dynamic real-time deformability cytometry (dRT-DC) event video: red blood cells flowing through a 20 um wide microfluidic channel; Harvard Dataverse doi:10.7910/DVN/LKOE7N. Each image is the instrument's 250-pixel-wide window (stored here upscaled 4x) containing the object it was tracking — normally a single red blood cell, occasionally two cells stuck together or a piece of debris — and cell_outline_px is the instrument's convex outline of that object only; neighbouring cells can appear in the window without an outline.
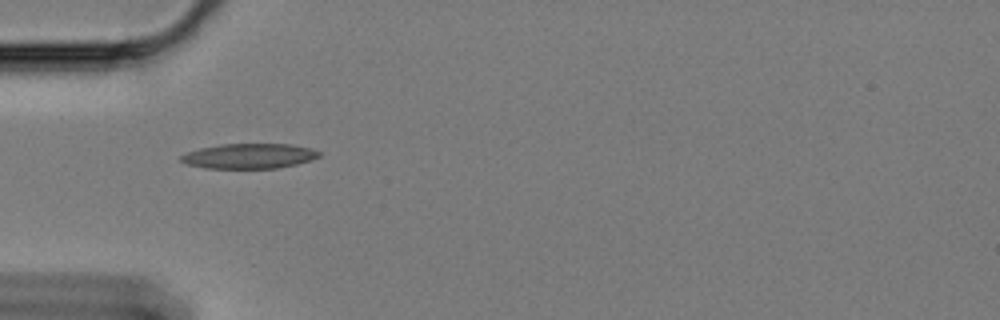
{"species": "Egyptian fruit bat (a non-hibernating species)", "species_latin": "Rousettus aegyptiacus", "temperature_condition": "cold", "stored_images_in_passage": 11, "camera_frame_rate_fps": 3000, "um_per_image_px": 0.085, "animal": {"sex": "female"}, "frame": {"image": 1, "passage_image": 1, "time_ms": 0.0, "image_size_px": [1000, 320], "cell_outline_px": [[320, 156], [312, 160], [296, 164], [276, 168], [204, 168], [188, 164], [180, 160], [180, 156], [188, 152], [200, 148], [220, 144], [292, 144], [312, 148], [320, 152]], "centroid_in_image_um": [21.21, 13.26], "position_along_channel_um": 63.8, "area_um2": 20.11}}
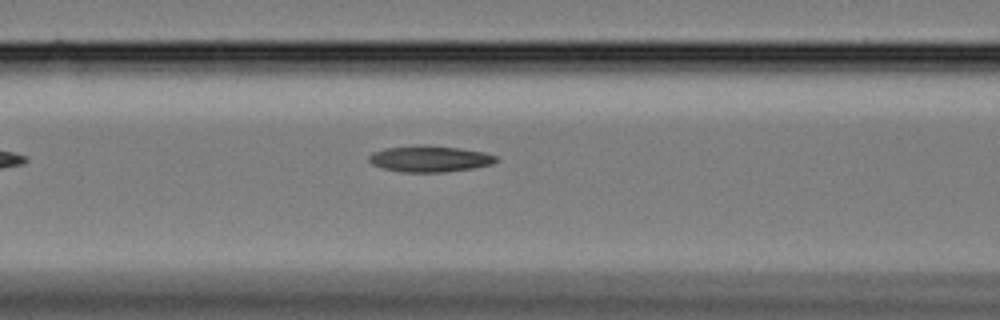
{"frame": {"image": 2, "passage_image": 7, "time_ms": 2.0, "image_size_px": [1000, 320], "cell_outline_px": [[500, 160], [492, 164], [472, 168], [444, 172], [404, 172], [384, 168], [372, 164], [368, 160], [368, 156], [372, 152], [384, 148], [420, 144], [424, 144], [460, 148], [484, 152], [496, 156]], "centroid_in_image_um": [36.52, 13.48], "position_along_channel_um": 130.1, "area_um2": 19.59}}
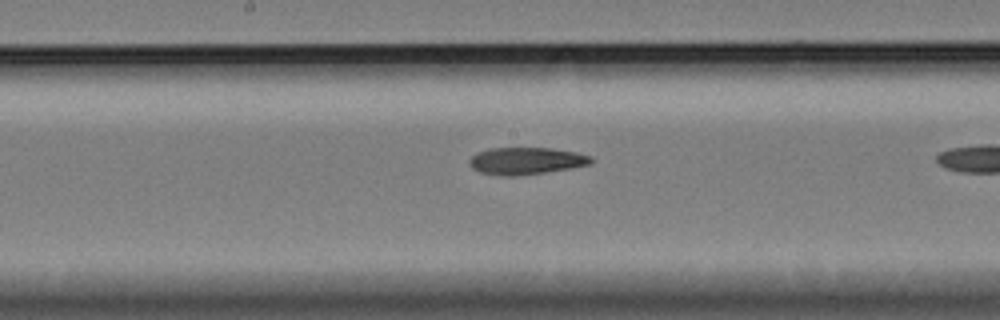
{"frame": {"image": 3, "passage_image": 10, "time_ms": 3.0, "image_size_px": [1000, 320], "cell_outline_px": [[592, 164], [544, 172], [516, 176], [500, 176], [480, 172], [472, 168], [468, 164], [468, 160], [472, 156], [488, 148], [552, 148], [576, 152], [592, 156]], "centroid_in_image_um": [44.7, 13.67], "position_along_channel_um": 203.5, "area_um2": 19.19}}